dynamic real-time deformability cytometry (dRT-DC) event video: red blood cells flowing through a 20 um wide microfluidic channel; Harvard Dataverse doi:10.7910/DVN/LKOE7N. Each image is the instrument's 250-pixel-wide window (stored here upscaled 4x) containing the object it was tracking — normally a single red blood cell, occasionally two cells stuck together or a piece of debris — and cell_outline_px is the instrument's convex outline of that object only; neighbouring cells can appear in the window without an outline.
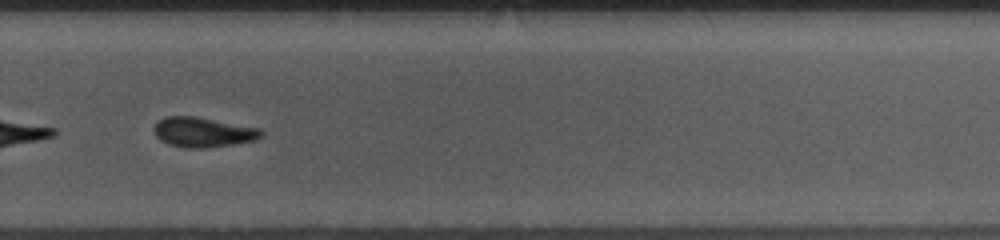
{"species": "common noctule bat (a hibernating species)", "species_latin": "Nyctalus noctula", "temperature_condition": "room temperature", "stored_images_in_passage": 37, "camera_frame_rate_fps": 3000, "um_per_image_px": 0.085, "animal": {"sex": "female", "body_mass_g": 10.0, "forearm_length_mm": 53.1}, "frame": {"image": 1, "passage_image": 22, "time_ms": 7.0, "image_size_px": [1000, 240], "cell_outline_px": [[264, 136], [256, 140], [232, 144], [204, 148], [188, 148], [168, 144], [160, 140], [156, 136], [152, 128], [156, 120], [164, 116], [196, 116], [260, 128], [264, 132]], "centroid_in_image_um": [17.24, 11.22], "position_along_channel_um": 312.6, "area_um2": 18.96}, "authors_computed_cell_mechanics": {"area_um2": 18.9584, "velocity_mm_per_s": 3.7262, "shape_relaxation_time_tau1_ms": 4.1091, "shape_relaxation_time_tau2_ms": null, "deformation_change_tau1": 0.0579, "deformation_change_tau2": null}}